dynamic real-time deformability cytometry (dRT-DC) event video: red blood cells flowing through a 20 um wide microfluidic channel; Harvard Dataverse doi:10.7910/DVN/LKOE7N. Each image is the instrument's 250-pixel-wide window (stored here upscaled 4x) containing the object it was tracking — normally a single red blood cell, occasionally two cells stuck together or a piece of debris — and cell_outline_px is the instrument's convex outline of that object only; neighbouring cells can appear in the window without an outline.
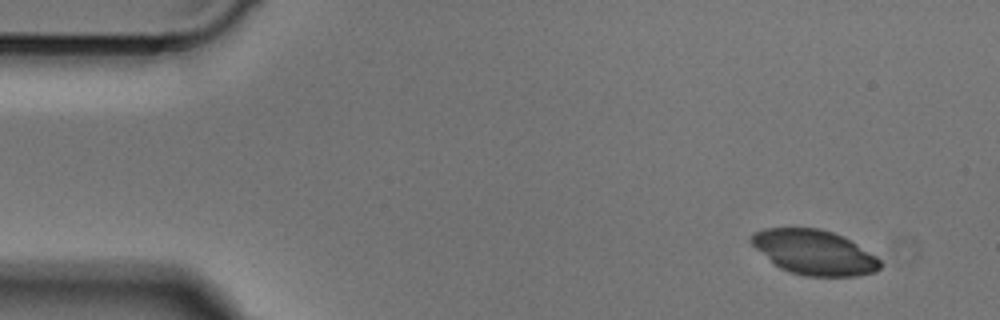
{"species": "Egyptian fruit bat (a non-hibernating species)", "species_latin": "Rousettus aegyptiacus", "temperature_condition": "cold", "stored_images_in_passage": 9, "camera_frame_rate_fps": 3000, "um_per_image_px": 0.085, "animal": {"sex": "male"}, "frame": {"image": 1, "passage_image": 1, "time_ms": 0.0, "image_size_px": [1000, 320], "cell_outline_px": [[880, 268], [876, 272], [856, 276], [804, 276], [788, 272], [772, 264], [748, 240], [756, 232], [764, 228], [820, 228], [832, 232], [856, 244], [876, 256], [880, 260]], "centroid_in_image_um": [69.18, 21.46], "position_along_channel_um": 15.8, "area_um2": 33.47}}